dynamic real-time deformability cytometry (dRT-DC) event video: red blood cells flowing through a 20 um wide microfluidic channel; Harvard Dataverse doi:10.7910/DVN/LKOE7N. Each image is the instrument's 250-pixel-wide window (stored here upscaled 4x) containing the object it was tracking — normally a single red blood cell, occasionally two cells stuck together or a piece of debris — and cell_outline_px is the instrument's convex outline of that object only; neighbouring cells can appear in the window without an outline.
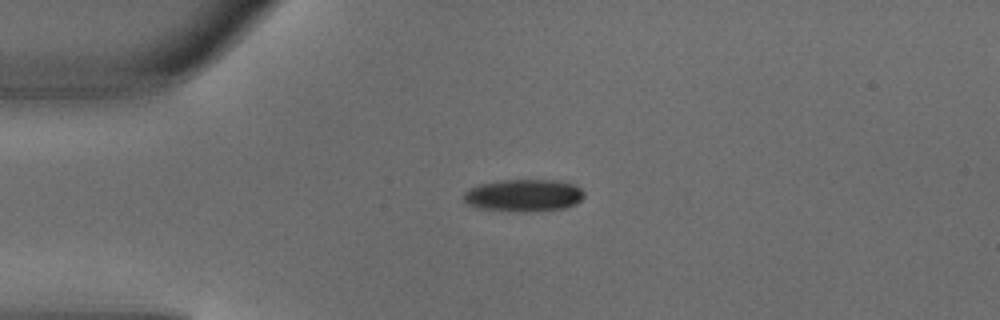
{"species": "common noctule bat (a hibernating species)", "species_latin": "Nyctalus noctula", "temperature_condition": "warm", "stored_images_in_passage": 2, "camera_frame_rate_fps": 3000, "um_per_image_px": 0.085, "animal": {"sex": "male", "body_mass_g": 18.8}, "frame": {"image": 1, "passage_image": 1, "time_ms": 0.0, "image_size_px": [1000, 320], "cell_outline_px": [[584, 196], [576, 204], [568, 208], [524, 212], [476, 208], [468, 204], [464, 200], [464, 192], [468, 188], [480, 184], [504, 180], [560, 180], [572, 184], [580, 188], [584, 192]], "centroid_in_image_um": [44.52, 16.61], "position_along_channel_um": 40.5, "area_um2": 22.77}}